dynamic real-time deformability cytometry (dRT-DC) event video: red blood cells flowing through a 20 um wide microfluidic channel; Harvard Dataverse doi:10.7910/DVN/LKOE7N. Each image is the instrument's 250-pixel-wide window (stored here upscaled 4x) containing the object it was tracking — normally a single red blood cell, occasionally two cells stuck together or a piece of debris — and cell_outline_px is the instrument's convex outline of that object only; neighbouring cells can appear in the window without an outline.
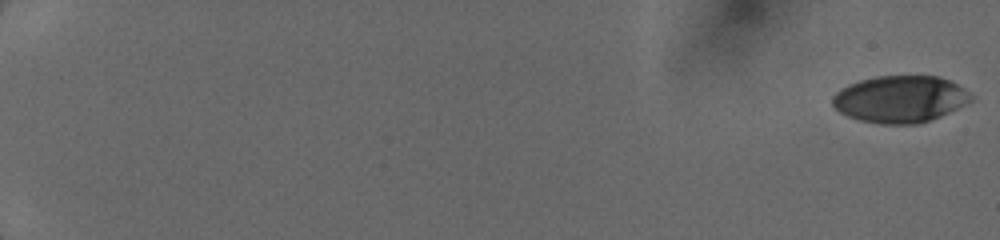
{"species": "human", "species_latin": "Homo sapiens", "temperature_condition": "cold", "stored_images_in_passage": 94, "camera_frame_rate_fps": 3000, "um_per_image_px": 0.085, "donor": {"sex": "female"}, "frame": {"image": 1, "passage_image": 1, "time_ms": 0.0, "image_size_px": [1000, 240], "cell_outline_px": [[972, 100], [940, 116], [920, 124], [880, 124], [860, 120], [848, 116], [840, 112], [832, 104], [832, 96], [840, 88], [848, 84], [860, 80], [876, 76], [936, 76], [948, 80], [964, 88], [972, 96]], "centroid_in_image_um": [76.47, 8.42], "position_along_channel_um": 8.5, "area_um2": 37.69}}
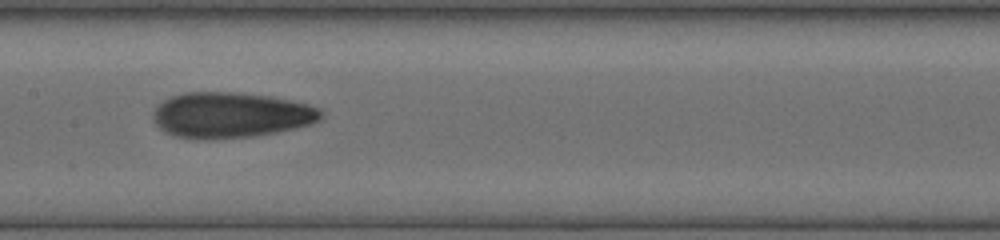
{"frame": {"image": 2, "passage_image": 47, "time_ms": 9.667, "image_size_px": [1000, 240], "cell_outline_px": [[324, 116], [320, 120], [312, 124], [276, 132], [252, 136], [176, 136], [164, 132], [152, 120], [152, 112], [156, 104], [168, 96], [184, 92], [236, 92], [272, 96], [308, 104], [320, 108], [324, 112]], "centroid_in_image_um": [19.63, 9.72], "position_along_channel_um": 187.8, "area_um2": 44.16}}
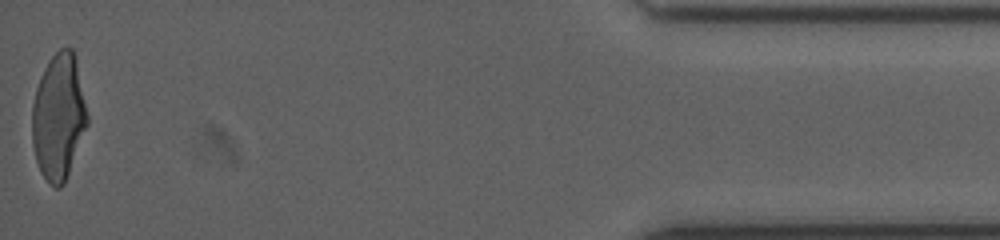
{"frame": {"image": 3, "passage_image": 93, "time_ms": 17.0, "image_size_px": [1000, 240], "cell_outline_px": [[88, 124], [64, 184], [60, 188], [56, 188], [40, 172], [36, 160], [32, 144], [32, 104], [36, 88], [40, 76], [44, 68], [52, 56], [60, 48], [72, 48], [76, 56], [88, 116]], "centroid_in_image_um": [4.98, 9.91], "position_along_channel_um": 430.2, "area_um2": 40.58}}